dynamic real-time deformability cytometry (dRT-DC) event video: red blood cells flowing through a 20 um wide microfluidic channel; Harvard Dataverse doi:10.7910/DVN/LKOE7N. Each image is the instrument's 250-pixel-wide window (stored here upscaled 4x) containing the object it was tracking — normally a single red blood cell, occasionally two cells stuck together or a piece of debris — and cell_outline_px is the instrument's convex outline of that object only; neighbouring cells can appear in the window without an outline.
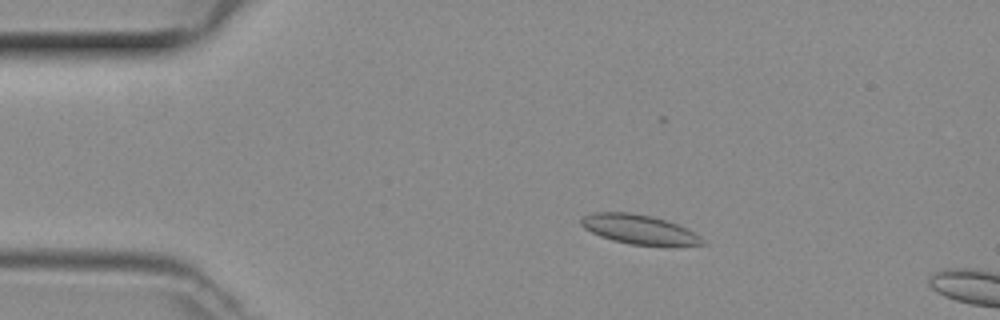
{"species": "common noctule bat (a hibernating species)", "species_latin": "Nyctalus noctula", "temperature_condition": "room temperature", "stored_images_in_passage": 10, "camera_frame_rate_fps": 3000, "um_per_image_px": 0.085, "animal": {"sex": "female", "body_mass_g": 29.2, "forearm_length_mm": 56.3}, "frame": {"image": 1, "passage_image": 7, "time_ms": 2.0, "image_size_px": [1000, 320], "cell_outline_px": [[708, 244], [672, 248], [668, 248], [628, 244], [612, 240], [600, 236], [584, 228], [580, 224], [580, 216], [592, 212], [632, 212], [652, 216], [668, 220], [688, 228], [700, 236]], "centroid_in_image_um": [54.41, 19.53], "position_along_channel_um": 30.6, "area_um2": 21.91}}